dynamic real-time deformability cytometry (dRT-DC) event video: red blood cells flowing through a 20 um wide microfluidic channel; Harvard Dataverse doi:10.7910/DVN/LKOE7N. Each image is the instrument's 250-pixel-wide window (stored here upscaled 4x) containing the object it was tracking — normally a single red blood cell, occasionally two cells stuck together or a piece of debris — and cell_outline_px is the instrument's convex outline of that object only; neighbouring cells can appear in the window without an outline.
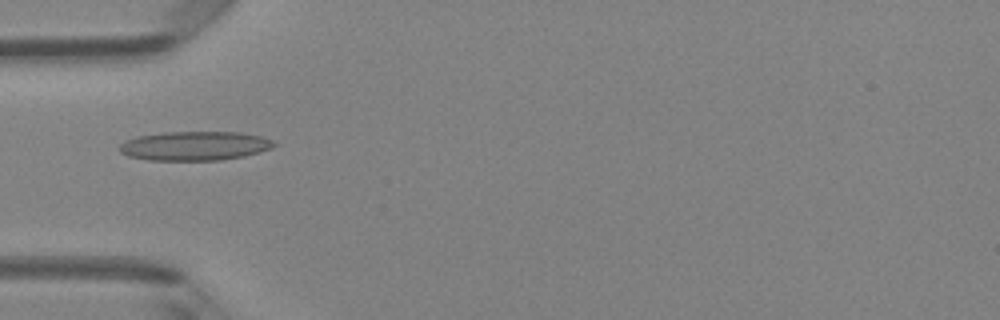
{"species": "Egyptian fruit bat (a non-hibernating species)", "species_latin": "Rousettus aegyptiacus", "temperature_condition": "room temperature", "stored_images_in_passage": 5, "camera_frame_rate_fps": 3000, "um_per_image_px": 0.085, "animal": {"sex": "female"}, "frame": {"image": 1, "passage_image": 5, "time_ms": 1.333, "image_size_px": [1000, 320], "cell_outline_px": [[276, 144], [272, 148], [244, 156], [220, 160], [148, 160], [128, 156], [120, 152], [120, 144], [136, 136], [164, 132], [240, 132], [260, 136], [272, 140]], "centroid_in_image_um": [16.55, 12.4], "position_along_channel_um": 68.5, "area_um2": 26.13}}